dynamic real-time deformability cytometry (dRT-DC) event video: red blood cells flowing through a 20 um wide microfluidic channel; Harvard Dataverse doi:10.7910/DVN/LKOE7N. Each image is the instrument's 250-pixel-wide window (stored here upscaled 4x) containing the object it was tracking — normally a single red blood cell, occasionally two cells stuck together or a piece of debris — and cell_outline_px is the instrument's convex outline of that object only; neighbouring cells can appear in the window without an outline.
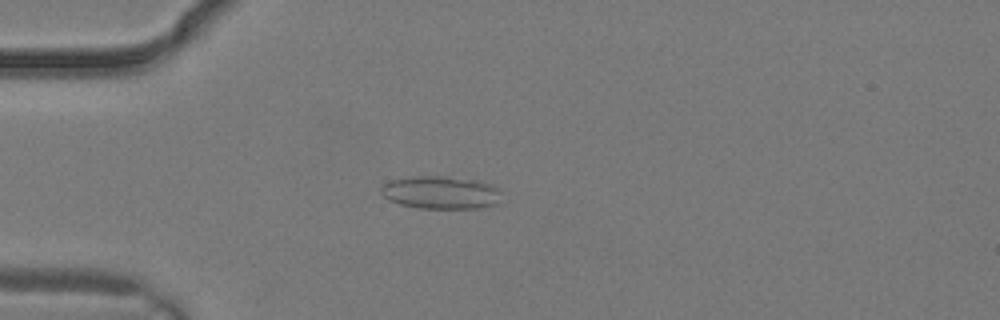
{"species": "common noctule bat (a hibernating species)", "species_latin": "Nyctalus noctula", "temperature_condition": "warm", "stored_images_in_passage": 2, "camera_frame_rate_fps": 3000, "um_per_image_px": 0.085, "animal": {"sex": "male", "body_mass_g": 19.2, "forearm_length_mm": 51.8}, "frame": {"image": 1, "passage_image": 2, "time_ms": 0.333, "image_size_px": [1000, 320], "cell_outline_px": [[500, 192], [496, 204], [476, 208], [420, 208], [400, 204], [384, 196], [380, 192], [380, 188], [384, 184], [392, 180], [412, 176], [448, 176], [476, 180], [492, 184]], "centroid_in_image_um": [37.45, 16.35], "position_along_channel_um": 47.5, "area_um2": 22.83}}